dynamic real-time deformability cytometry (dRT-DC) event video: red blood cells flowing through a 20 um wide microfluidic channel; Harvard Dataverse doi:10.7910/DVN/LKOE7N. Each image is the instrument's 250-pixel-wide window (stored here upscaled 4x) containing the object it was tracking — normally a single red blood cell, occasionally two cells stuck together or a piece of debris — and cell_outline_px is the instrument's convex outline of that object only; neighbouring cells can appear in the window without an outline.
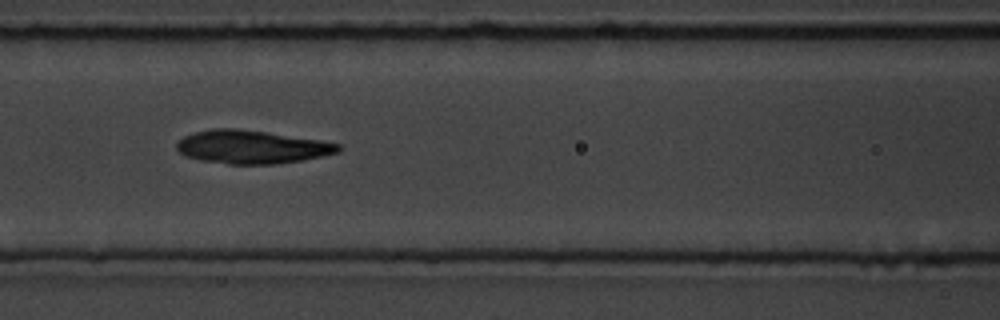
{"species": "common noctule bat (a hibernating species)", "species_latin": "Nyctalus noctula", "temperature_condition": "room temperature", "stored_images_in_passage": 8, "camera_frame_rate_fps": 3000, "um_per_image_px": 0.085, "animal": {"sex": "male", "body_mass_g": 19.5, "forearm_length_mm": 54.6}, "frame": {"image": 1, "passage_image": 7, "time_ms": 8.0, "image_size_px": [1000, 320], "cell_outline_px": [[340, 152], [300, 160], [276, 164], [228, 164], [200, 160], [184, 156], [176, 148], [176, 144], [184, 136], [196, 132], [212, 128], [236, 128], [320, 140], [340, 144]], "centroid_in_image_um": [21.36, 12.49], "position_along_channel_um": 145.2, "area_um2": 31.1}}
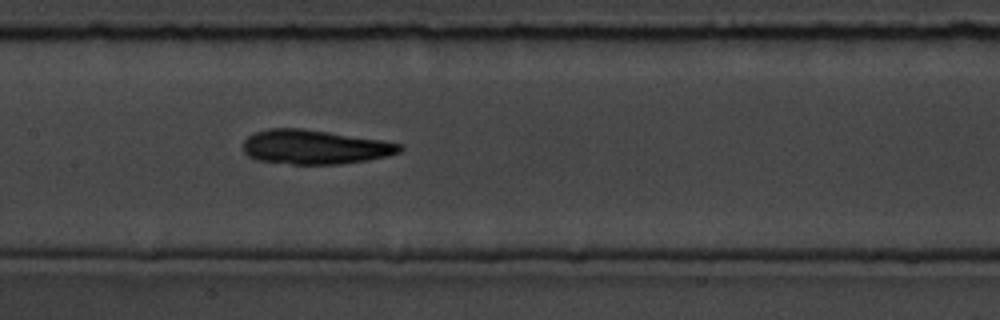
{"frame": {"image": 2, "passage_image": 8, "time_ms": 9.0, "image_size_px": [1000, 320], "cell_outline_px": [[404, 148], [400, 152], [388, 156], [368, 160], [340, 164], [292, 164], [256, 160], [248, 156], [244, 152], [244, 140], [248, 136], [256, 132], [268, 128], [304, 128], [384, 140], [400, 144]], "centroid_in_image_um": [26.77, 12.49], "position_along_channel_um": 180.6, "area_um2": 31.5}}